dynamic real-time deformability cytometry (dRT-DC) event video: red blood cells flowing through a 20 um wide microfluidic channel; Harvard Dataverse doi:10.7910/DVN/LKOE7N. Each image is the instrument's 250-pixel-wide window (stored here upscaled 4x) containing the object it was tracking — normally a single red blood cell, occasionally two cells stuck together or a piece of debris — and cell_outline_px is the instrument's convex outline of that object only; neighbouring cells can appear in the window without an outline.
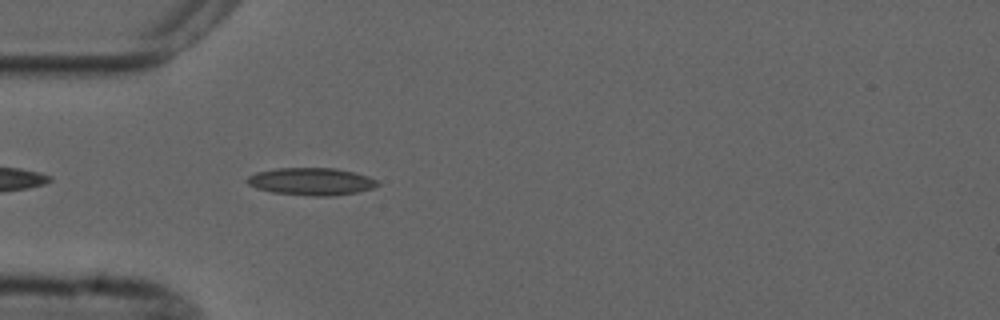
{"species": "common noctule bat (a hibernating species)", "species_latin": "Nyctalus noctula", "temperature_condition": "cold", "stored_images_in_passage": 2, "camera_frame_rate_fps": 3000, "um_per_image_px": 0.085, "animal": {"sex": "male", "forearm_length_mm": 52.5}, "frame": {"image": 1, "passage_image": 2, "time_ms": 1.0, "image_size_px": [1000, 320], "cell_outline_px": [[380, 184], [372, 188], [356, 192], [332, 196], [312, 196], [272, 192], [256, 188], [248, 184], [244, 180], [248, 176], [256, 172], [276, 168], [336, 168], [368, 176], [376, 180]], "centroid_in_image_um": [26.42, 15.42], "position_along_channel_um": 58.6, "area_um2": 20.81}}